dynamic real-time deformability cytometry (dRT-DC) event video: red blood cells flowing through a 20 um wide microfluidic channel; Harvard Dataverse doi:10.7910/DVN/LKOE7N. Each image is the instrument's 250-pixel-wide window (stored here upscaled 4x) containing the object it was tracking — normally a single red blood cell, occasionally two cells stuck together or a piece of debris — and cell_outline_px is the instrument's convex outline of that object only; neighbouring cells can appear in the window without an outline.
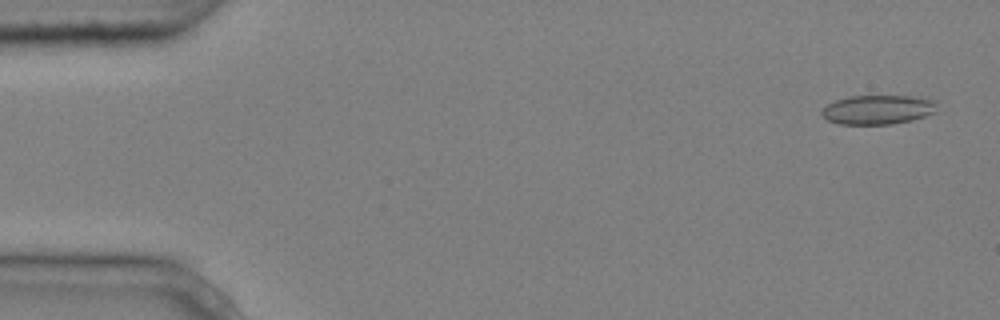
{"species": "common noctule bat (a hibernating species)", "species_latin": "Nyctalus noctula", "temperature_condition": "cold", "stored_images_in_passage": 4, "camera_frame_rate_fps": 3000, "um_per_image_px": 0.085, "animal": {"sex": "male", "body_mass_g": 20.4}, "frame": {"image": 1, "passage_image": 1, "time_ms": 0.0, "image_size_px": [1000, 320], "cell_outline_px": [[936, 112], [912, 120], [892, 124], [840, 124], [828, 120], [820, 112], [828, 104], [836, 100], [848, 96], [912, 96], [936, 100]], "centroid_in_image_um": [74.64, 9.32], "position_along_channel_um": 10.4, "area_um2": 19.59}}
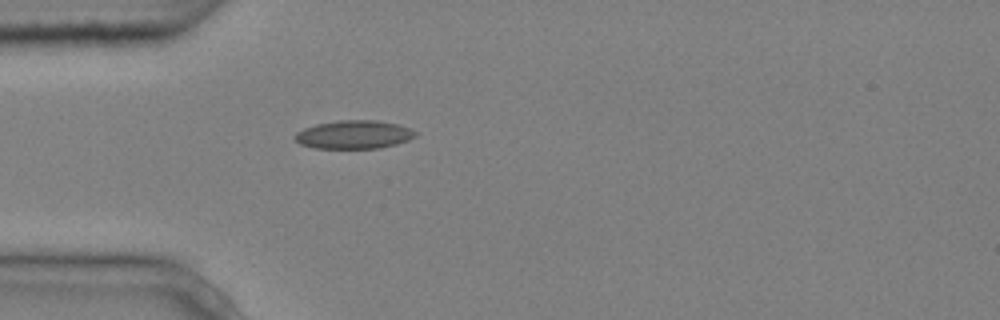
{"frame": {"image": 2, "passage_image": 4, "time_ms": 1.0, "image_size_px": [1000, 320], "cell_outline_px": [[416, 136], [408, 140], [396, 144], [380, 148], [316, 148], [300, 144], [296, 140], [296, 132], [304, 128], [316, 124], [340, 120], [376, 120], [396, 124], [408, 128], [416, 132]], "centroid_in_image_um": [30.08, 11.44], "position_along_channel_um": 54.9, "area_um2": 19.71}}